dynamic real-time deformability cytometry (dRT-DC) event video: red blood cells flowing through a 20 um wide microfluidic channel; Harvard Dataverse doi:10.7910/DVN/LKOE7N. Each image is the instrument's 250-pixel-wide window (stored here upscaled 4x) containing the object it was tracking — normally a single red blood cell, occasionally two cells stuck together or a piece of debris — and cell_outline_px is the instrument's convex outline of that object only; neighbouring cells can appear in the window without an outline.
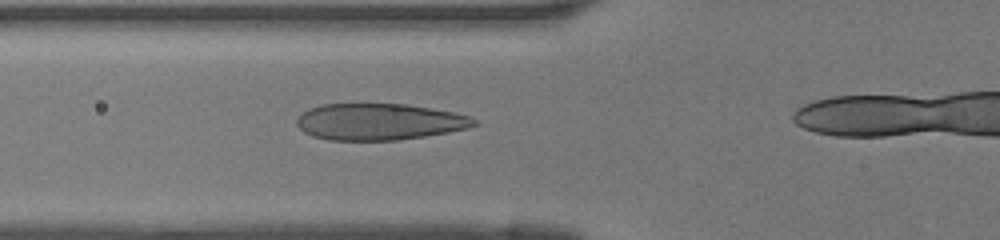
{"species": "human", "species_latin": "Homo sapiens", "temperature_condition": "room temperature", "stored_images_in_passage": 24, "camera_frame_rate_fps": 3000, "um_per_image_px": 0.085, "donor": {"sex": "female"}, "frame": {"image": 1, "passage_image": 12, "time_ms": 3.667, "image_size_px": [1000, 240], "cell_outline_px": [[476, 124], [468, 128], [448, 132], [424, 136], [396, 140], [328, 140], [312, 136], [304, 132], [296, 124], [296, 120], [308, 108], [320, 104], [408, 104], [432, 108], [452, 112], [468, 116], [476, 120]], "centroid_in_image_um": [32.2, 10.35], "position_along_channel_um": 93.6, "area_um2": 37.63}}
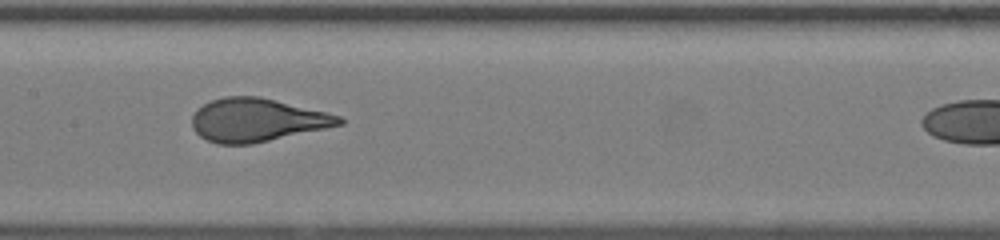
{"frame": {"image": 2, "passage_image": 18, "time_ms": 5.667, "image_size_px": [1000, 240], "cell_outline_px": [[344, 124], [252, 144], [216, 144], [200, 136], [192, 128], [192, 116], [204, 104], [212, 100], [224, 96], [260, 96], [340, 116], [344, 120]], "centroid_in_image_um": [21.82, 10.21], "position_along_channel_um": 185.6, "area_um2": 36.76}}
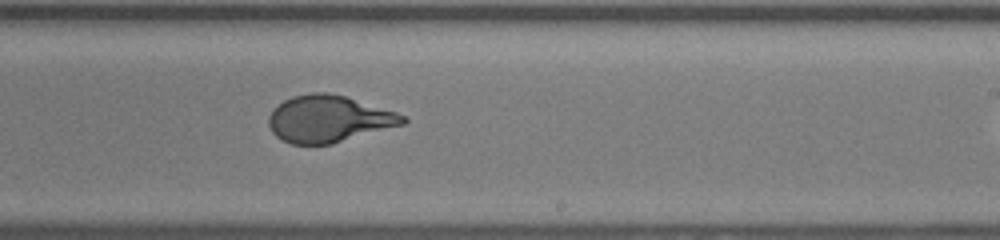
{"frame": {"image": 3, "passage_image": 23, "time_ms": 7.333, "image_size_px": [1000, 240], "cell_outline_px": [[408, 120], [404, 124], [332, 144], [292, 144], [276, 136], [272, 132], [268, 124], [268, 116], [272, 108], [284, 100], [292, 96], [312, 92], [328, 92], [344, 96], [396, 112], [404, 116]], "centroid_in_image_um": [27.9, 10.1], "position_along_channel_um": 261.1, "area_um2": 36.53}}